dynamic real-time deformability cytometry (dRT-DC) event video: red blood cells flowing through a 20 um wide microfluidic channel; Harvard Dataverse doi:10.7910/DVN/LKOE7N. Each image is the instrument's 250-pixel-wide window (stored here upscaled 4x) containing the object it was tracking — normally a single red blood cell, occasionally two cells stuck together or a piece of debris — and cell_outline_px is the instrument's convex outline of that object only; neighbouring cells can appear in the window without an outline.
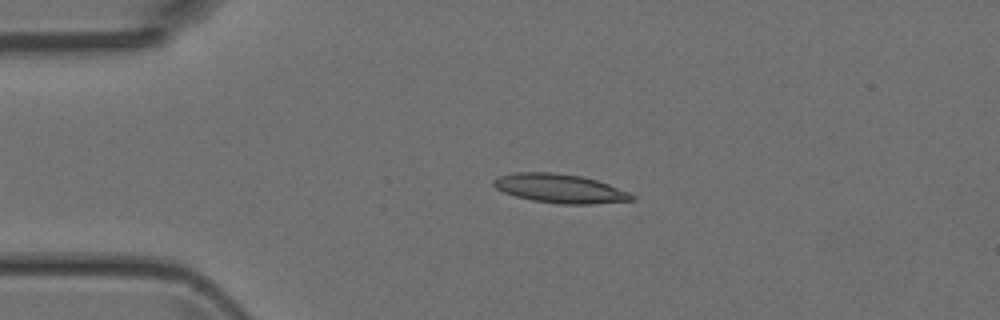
{"species": "Egyptian fruit bat (a non-hibernating species)", "species_latin": "Rousettus aegyptiacus", "temperature_condition": "room temperature", "stored_images_in_passage": 5, "camera_frame_rate_fps": 3000, "um_per_image_px": 0.085, "animal": {"sex": "female"}, "frame": {"image": 1, "passage_image": 3, "time_ms": 3.0, "image_size_px": [1000, 320], "cell_outline_px": [[636, 200], [592, 204], [560, 204], [532, 200], [516, 196], [504, 192], [496, 188], [492, 184], [492, 180], [500, 176], [516, 172], [552, 172], [580, 176], [596, 180], [608, 184], [628, 192], [636, 196]], "centroid_in_image_um": [47.6, 16.02], "position_along_channel_um": 37.4, "area_um2": 23.24}}
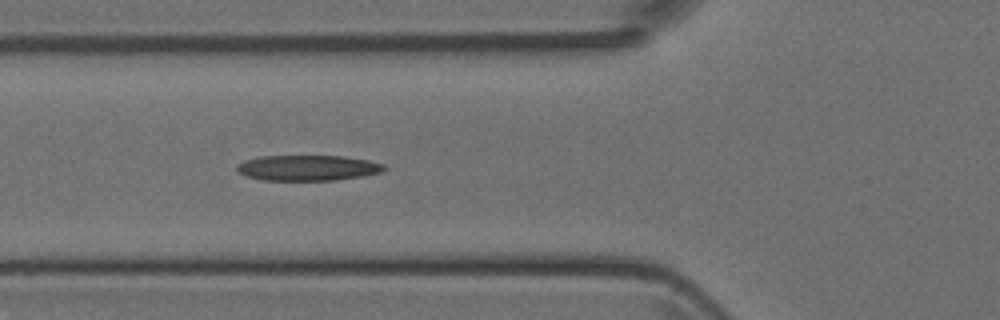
{"frame": {"image": 2, "passage_image": 5, "time_ms": 5.333, "image_size_px": [1000, 320], "cell_outline_px": [[388, 168], [380, 172], [360, 176], [336, 180], [264, 180], [248, 176], [240, 172], [236, 168], [236, 164], [244, 160], [260, 156], [344, 156], [368, 160], [384, 164]], "centroid_in_image_um": [26.16, 14.26], "position_along_channel_um": 99.6, "area_um2": 21.79}}